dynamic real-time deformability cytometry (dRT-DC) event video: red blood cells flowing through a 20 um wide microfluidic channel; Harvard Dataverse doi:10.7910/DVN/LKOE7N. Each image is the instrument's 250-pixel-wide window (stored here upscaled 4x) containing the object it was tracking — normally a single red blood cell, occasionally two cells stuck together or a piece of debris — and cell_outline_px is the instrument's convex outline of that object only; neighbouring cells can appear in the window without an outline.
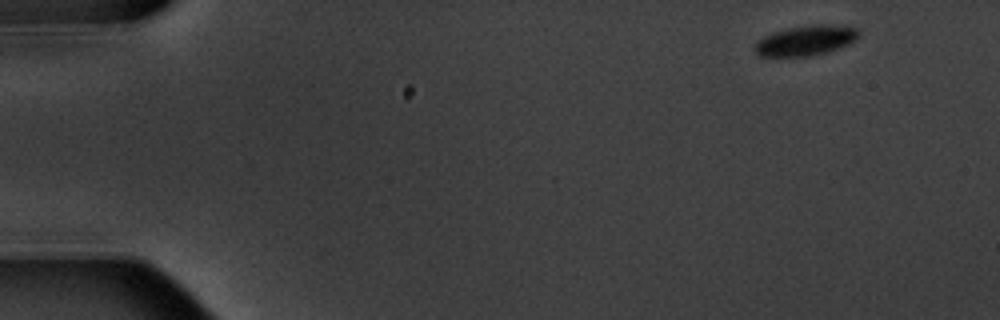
{"species": "common noctule bat (a hibernating species)", "species_latin": "Nyctalus noctula", "temperature_condition": "warm", "stored_images_in_passage": 9, "camera_frame_rate_fps": 3000, "um_per_image_px": 0.085, "animal": {"sex": "male", "body_mass_g": 20.1, "forearm_length_mm": 53.5}, "frame": {"image": 1, "passage_image": 1, "time_ms": 0.0, "image_size_px": [1000, 320], "cell_outline_px": [[860, 36], [856, 40], [848, 44], [812, 56], [760, 56], [752, 48], [764, 36], [772, 32], [812, 24], [824, 24], [856, 28], [860, 32]], "centroid_in_image_um": [68.49, 3.44], "position_along_channel_um": 16.5, "area_um2": 17.92}}
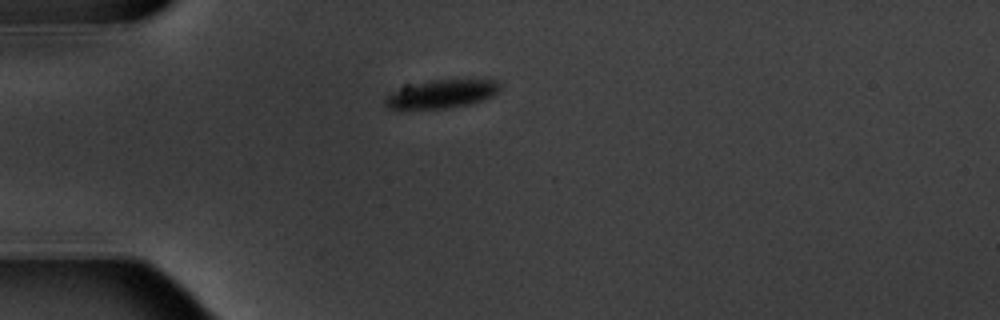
{"frame": {"image": 2, "passage_image": 4, "time_ms": 3.667, "image_size_px": [1000, 320], "cell_outline_px": [[500, 92], [492, 96], [468, 104], [448, 108], [408, 112], [388, 108], [384, 104], [384, 96], [400, 84], [428, 80], [496, 80], [500, 84]], "centroid_in_image_um": [37.34, 8.01], "position_along_channel_um": 47.7, "area_um2": 20.17}}
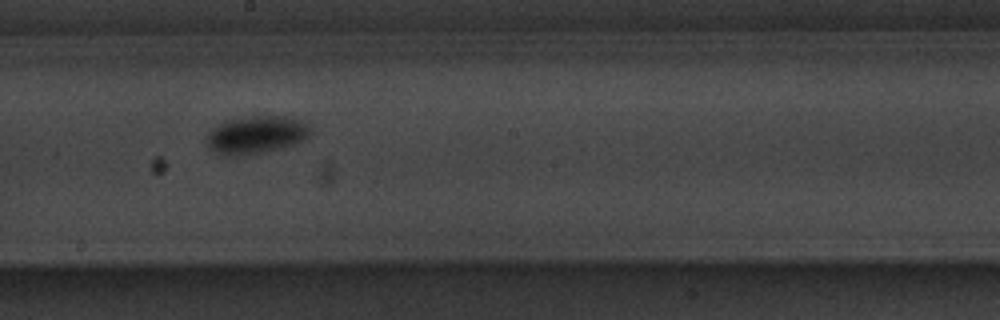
{"frame": {"image": 3, "passage_image": 9, "time_ms": 9.333, "image_size_px": [1000, 320], "cell_outline_px": [[312, 132], [304, 140], [296, 144], [264, 152], [224, 156], [208, 148], [204, 144], [204, 140], [208, 132], [212, 128], [228, 120], [252, 116], [292, 116], [300, 120]], "centroid_in_image_um": [21.74, 11.46], "position_along_channel_um": 226.5, "area_um2": 22.83}}